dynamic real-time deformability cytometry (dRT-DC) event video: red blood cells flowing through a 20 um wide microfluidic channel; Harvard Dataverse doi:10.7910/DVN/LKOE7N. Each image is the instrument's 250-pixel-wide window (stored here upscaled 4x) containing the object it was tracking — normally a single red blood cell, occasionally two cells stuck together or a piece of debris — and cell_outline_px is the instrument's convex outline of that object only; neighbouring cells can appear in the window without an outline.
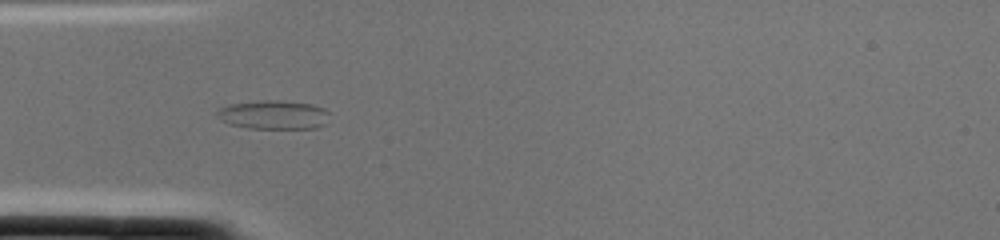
{"species": "common noctule bat (a hibernating species)", "species_latin": "Nyctalus noctula", "temperature_condition": "cold", "stored_images_in_passage": 2, "camera_frame_rate_fps": 3000, "um_per_image_px": 0.085, "animal": {"sex": "female", "body_mass_g": 22.0, "forearm_length_mm": 56.7}, "frame": {"image": 1, "passage_image": 2, "time_ms": 0.333, "image_size_px": [1000, 240], "cell_outline_px": [[328, 124], [316, 128], [248, 128], [228, 124], [216, 116], [216, 112], [220, 108], [232, 104], [264, 100], [280, 100], [312, 104], [324, 108], [328, 112]], "centroid_in_image_um": [23.29, 9.76], "position_along_channel_um": 61.7, "area_um2": 18.96}}